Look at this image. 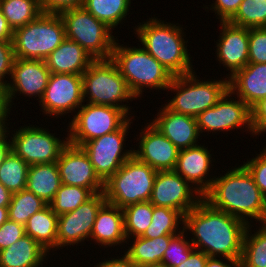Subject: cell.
<instances>
[{
	"label": "cell",
	"instance_id": "1",
	"mask_svg": "<svg viewBox=\"0 0 266 267\" xmlns=\"http://www.w3.org/2000/svg\"><path fill=\"white\" fill-rule=\"evenodd\" d=\"M247 226L240 218L217 210L204 200L184 215V230L190 232L192 246L209 257L240 262Z\"/></svg>",
	"mask_w": 266,
	"mask_h": 267
},
{
	"label": "cell",
	"instance_id": "2",
	"mask_svg": "<svg viewBox=\"0 0 266 267\" xmlns=\"http://www.w3.org/2000/svg\"><path fill=\"white\" fill-rule=\"evenodd\" d=\"M229 169L224 175L215 176L203 200L247 224H260L266 215V197L243 164Z\"/></svg>",
	"mask_w": 266,
	"mask_h": 267
},
{
	"label": "cell",
	"instance_id": "3",
	"mask_svg": "<svg viewBox=\"0 0 266 267\" xmlns=\"http://www.w3.org/2000/svg\"><path fill=\"white\" fill-rule=\"evenodd\" d=\"M182 26L183 24L170 23L151 15V18L142 23L139 22L133 28L142 47L173 76L186 75L195 71L192 65L194 60L187 48L188 39L185 40V28Z\"/></svg>",
	"mask_w": 266,
	"mask_h": 267
},
{
	"label": "cell",
	"instance_id": "4",
	"mask_svg": "<svg viewBox=\"0 0 266 267\" xmlns=\"http://www.w3.org/2000/svg\"><path fill=\"white\" fill-rule=\"evenodd\" d=\"M118 38L115 41L111 60L118 67L121 75L137 100L144 95L145 89L166 91L173 75L141 44L130 46L120 44ZM140 45V46H139ZM146 87V88H145Z\"/></svg>",
	"mask_w": 266,
	"mask_h": 267
},
{
	"label": "cell",
	"instance_id": "5",
	"mask_svg": "<svg viewBox=\"0 0 266 267\" xmlns=\"http://www.w3.org/2000/svg\"><path fill=\"white\" fill-rule=\"evenodd\" d=\"M82 82L84 103L114 106L131 117H137L133 115V107L129 103L137 98L111 59L95 60L82 74Z\"/></svg>",
	"mask_w": 266,
	"mask_h": 267
},
{
	"label": "cell",
	"instance_id": "6",
	"mask_svg": "<svg viewBox=\"0 0 266 267\" xmlns=\"http://www.w3.org/2000/svg\"><path fill=\"white\" fill-rule=\"evenodd\" d=\"M227 90L228 78L202 80L196 71H193L173 77L167 92L171 91V95L172 92L175 95L164 106L174 112L196 118L200 113L212 108Z\"/></svg>",
	"mask_w": 266,
	"mask_h": 267
},
{
	"label": "cell",
	"instance_id": "7",
	"mask_svg": "<svg viewBox=\"0 0 266 267\" xmlns=\"http://www.w3.org/2000/svg\"><path fill=\"white\" fill-rule=\"evenodd\" d=\"M65 39V26L60 15L42 13L36 20L14 30V56L45 60Z\"/></svg>",
	"mask_w": 266,
	"mask_h": 267
},
{
	"label": "cell",
	"instance_id": "8",
	"mask_svg": "<svg viewBox=\"0 0 266 267\" xmlns=\"http://www.w3.org/2000/svg\"><path fill=\"white\" fill-rule=\"evenodd\" d=\"M157 171L134 155L104 182L106 202L124 208L149 201Z\"/></svg>",
	"mask_w": 266,
	"mask_h": 267
},
{
	"label": "cell",
	"instance_id": "9",
	"mask_svg": "<svg viewBox=\"0 0 266 267\" xmlns=\"http://www.w3.org/2000/svg\"><path fill=\"white\" fill-rule=\"evenodd\" d=\"M65 26L66 38L78 43L95 60L111 59L117 37L104 22L96 19L84 7L70 8L59 13Z\"/></svg>",
	"mask_w": 266,
	"mask_h": 267
},
{
	"label": "cell",
	"instance_id": "10",
	"mask_svg": "<svg viewBox=\"0 0 266 267\" xmlns=\"http://www.w3.org/2000/svg\"><path fill=\"white\" fill-rule=\"evenodd\" d=\"M130 118L123 109L114 106L83 103L69 119L71 122L67 123L69 143L80 147L90 140L115 132Z\"/></svg>",
	"mask_w": 266,
	"mask_h": 267
},
{
	"label": "cell",
	"instance_id": "11",
	"mask_svg": "<svg viewBox=\"0 0 266 267\" xmlns=\"http://www.w3.org/2000/svg\"><path fill=\"white\" fill-rule=\"evenodd\" d=\"M28 124L9 130L12 151L29 166L56 162L69 143L68 133L64 140V137L60 139V136H55L56 133H50L46 126Z\"/></svg>",
	"mask_w": 266,
	"mask_h": 267
},
{
	"label": "cell",
	"instance_id": "12",
	"mask_svg": "<svg viewBox=\"0 0 266 267\" xmlns=\"http://www.w3.org/2000/svg\"><path fill=\"white\" fill-rule=\"evenodd\" d=\"M133 120L135 119L131 117L115 132L107 133L80 146L89 157L95 173L103 182L114 175L133 156L134 149L132 147L126 149L127 146L124 145Z\"/></svg>",
	"mask_w": 266,
	"mask_h": 267
},
{
	"label": "cell",
	"instance_id": "13",
	"mask_svg": "<svg viewBox=\"0 0 266 267\" xmlns=\"http://www.w3.org/2000/svg\"><path fill=\"white\" fill-rule=\"evenodd\" d=\"M196 119L200 135L203 132L224 134L225 131H237L241 128V131L244 129L243 132L253 136L250 107L237 96H233L229 89L212 108L200 113Z\"/></svg>",
	"mask_w": 266,
	"mask_h": 267
},
{
	"label": "cell",
	"instance_id": "14",
	"mask_svg": "<svg viewBox=\"0 0 266 267\" xmlns=\"http://www.w3.org/2000/svg\"><path fill=\"white\" fill-rule=\"evenodd\" d=\"M83 103L82 75L51 73L39 106L43 115L59 119L74 116Z\"/></svg>",
	"mask_w": 266,
	"mask_h": 267
},
{
	"label": "cell",
	"instance_id": "15",
	"mask_svg": "<svg viewBox=\"0 0 266 267\" xmlns=\"http://www.w3.org/2000/svg\"><path fill=\"white\" fill-rule=\"evenodd\" d=\"M51 72L45 60L15 58L8 85L1 92L2 100L13 108L17 96L41 100L48 85ZM19 93V94H18ZM18 94V95H17Z\"/></svg>",
	"mask_w": 266,
	"mask_h": 267
},
{
	"label": "cell",
	"instance_id": "16",
	"mask_svg": "<svg viewBox=\"0 0 266 267\" xmlns=\"http://www.w3.org/2000/svg\"><path fill=\"white\" fill-rule=\"evenodd\" d=\"M106 202L103 192L94 194L74 211L58 216L57 250L74 247L89 241L95 218L100 207Z\"/></svg>",
	"mask_w": 266,
	"mask_h": 267
},
{
	"label": "cell",
	"instance_id": "17",
	"mask_svg": "<svg viewBox=\"0 0 266 267\" xmlns=\"http://www.w3.org/2000/svg\"><path fill=\"white\" fill-rule=\"evenodd\" d=\"M203 200V195L174 170L157 171L150 202L169 207L183 216Z\"/></svg>",
	"mask_w": 266,
	"mask_h": 267
},
{
	"label": "cell",
	"instance_id": "18",
	"mask_svg": "<svg viewBox=\"0 0 266 267\" xmlns=\"http://www.w3.org/2000/svg\"><path fill=\"white\" fill-rule=\"evenodd\" d=\"M141 128L139 135H136L138 137L134 139H137L135 145L138 148L134 146L133 155L156 171L174 170L179 149L150 122Z\"/></svg>",
	"mask_w": 266,
	"mask_h": 267
},
{
	"label": "cell",
	"instance_id": "19",
	"mask_svg": "<svg viewBox=\"0 0 266 267\" xmlns=\"http://www.w3.org/2000/svg\"><path fill=\"white\" fill-rule=\"evenodd\" d=\"M56 164L62 184L87 188L93 194L103 192L104 182L95 173L89 157L81 147L68 143Z\"/></svg>",
	"mask_w": 266,
	"mask_h": 267
},
{
	"label": "cell",
	"instance_id": "20",
	"mask_svg": "<svg viewBox=\"0 0 266 267\" xmlns=\"http://www.w3.org/2000/svg\"><path fill=\"white\" fill-rule=\"evenodd\" d=\"M218 40L214 41L216 61L228 71L226 78L249 63V28L233 25L230 22H220ZM228 76V77H227Z\"/></svg>",
	"mask_w": 266,
	"mask_h": 267
},
{
	"label": "cell",
	"instance_id": "21",
	"mask_svg": "<svg viewBox=\"0 0 266 267\" xmlns=\"http://www.w3.org/2000/svg\"><path fill=\"white\" fill-rule=\"evenodd\" d=\"M208 146L198 144L187 149L179 150L174 171L204 195L211 187L215 175L212 177L210 169L215 166ZM209 174V175H208ZM209 176V177H208ZM208 177V178H207Z\"/></svg>",
	"mask_w": 266,
	"mask_h": 267
},
{
	"label": "cell",
	"instance_id": "22",
	"mask_svg": "<svg viewBox=\"0 0 266 267\" xmlns=\"http://www.w3.org/2000/svg\"><path fill=\"white\" fill-rule=\"evenodd\" d=\"M155 116L150 123L179 150L200 144L198 141L201 140L202 135L198 130L195 117L169 110L164 104Z\"/></svg>",
	"mask_w": 266,
	"mask_h": 267
},
{
	"label": "cell",
	"instance_id": "23",
	"mask_svg": "<svg viewBox=\"0 0 266 267\" xmlns=\"http://www.w3.org/2000/svg\"><path fill=\"white\" fill-rule=\"evenodd\" d=\"M89 241H93L100 248L109 247L107 250L127 243L123 209L105 202L97 212Z\"/></svg>",
	"mask_w": 266,
	"mask_h": 267
},
{
	"label": "cell",
	"instance_id": "24",
	"mask_svg": "<svg viewBox=\"0 0 266 267\" xmlns=\"http://www.w3.org/2000/svg\"><path fill=\"white\" fill-rule=\"evenodd\" d=\"M228 89L250 108L266 97V63H248L228 78Z\"/></svg>",
	"mask_w": 266,
	"mask_h": 267
},
{
	"label": "cell",
	"instance_id": "25",
	"mask_svg": "<svg viewBox=\"0 0 266 267\" xmlns=\"http://www.w3.org/2000/svg\"><path fill=\"white\" fill-rule=\"evenodd\" d=\"M95 59L75 41L65 39L45 59L51 73L82 75Z\"/></svg>",
	"mask_w": 266,
	"mask_h": 267
},
{
	"label": "cell",
	"instance_id": "26",
	"mask_svg": "<svg viewBox=\"0 0 266 267\" xmlns=\"http://www.w3.org/2000/svg\"><path fill=\"white\" fill-rule=\"evenodd\" d=\"M49 255L39 243L24 235L0 251V267H43Z\"/></svg>",
	"mask_w": 266,
	"mask_h": 267
},
{
	"label": "cell",
	"instance_id": "27",
	"mask_svg": "<svg viewBox=\"0 0 266 267\" xmlns=\"http://www.w3.org/2000/svg\"><path fill=\"white\" fill-rule=\"evenodd\" d=\"M61 177L56 162L30 165L26 189L48 205L53 201L61 186Z\"/></svg>",
	"mask_w": 266,
	"mask_h": 267
},
{
	"label": "cell",
	"instance_id": "28",
	"mask_svg": "<svg viewBox=\"0 0 266 267\" xmlns=\"http://www.w3.org/2000/svg\"><path fill=\"white\" fill-rule=\"evenodd\" d=\"M174 235H163L157 238H144L142 236L128 238V249L121 250L138 267L162 262L165 250ZM130 240V241H129ZM132 240V241H131ZM129 242L131 244H129Z\"/></svg>",
	"mask_w": 266,
	"mask_h": 267
},
{
	"label": "cell",
	"instance_id": "29",
	"mask_svg": "<svg viewBox=\"0 0 266 267\" xmlns=\"http://www.w3.org/2000/svg\"><path fill=\"white\" fill-rule=\"evenodd\" d=\"M57 226L58 215L53 212L50 205H47L28 219L25 225V234L49 253L52 250L54 255V252L57 251Z\"/></svg>",
	"mask_w": 266,
	"mask_h": 267
},
{
	"label": "cell",
	"instance_id": "30",
	"mask_svg": "<svg viewBox=\"0 0 266 267\" xmlns=\"http://www.w3.org/2000/svg\"><path fill=\"white\" fill-rule=\"evenodd\" d=\"M131 0H85L83 7L96 19L114 30L123 25L131 12ZM124 22V23H123Z\"/></svg>",
	"mask_w": 266,
	"mask_h": 267
},
{
	"label": "cell",
	"instance_id": "31",
	"mask_svg": "<svg viewBox=\"0 0 266 267\" xmlns=\"http://www.w3.org/2000/svg\"><path fill=\"white\" fill-rule=\"evenodd\" d=\"M254 225L248 224L245 231L240 267H266V229Z\"/></svg>",
	"mask_w": 266,
	"mask_h": 267
},
{
	"label": "cell",
	"instance_id": "32",
	"mask_svg": "<svg viewBox=\"0 0 266 267\" xmlns=\"http://www.w3.org/2000/svg\"><path fill=\"white\" fill-rule=\"evenodd\" d=\"M183 230L184 216L179 211L153 205L152 222L142 237L153 239L163 235H177Z\"/></svg>",
	"mask_w": 266,
	"mask_h": 267
},
{
	"label": "cell",
	"instance_id": "33",
	"mask_svg": "<svg viewBox=\"0 0 266 267\" xmlns=\"http://www.w3.org/2000/svg\"><path fill=\"white\" fill-rule=\"evenodd\" d=\"M0 10L13 31L43 13L38 0H0Z\"/></svg>",
	"mask_w": 266,
	"mask_h": 267
},
{
	"label": "cell",
	"instance_id": "34",
	"mask_svg": "<svg viewBox=\"0 0 266 267\" xmlns=\"http://www.w3.org/2000/svg\"><path fill=\"white\" fill-rule=\"evenodd\" d=\"M47 205L41 198L25 188L12 193L8 206V218L25 226L34 213L41 211Z\"/></svg>",
	"mask_w": 266,
	"mask_h": 267
},
{
	"label": "cell",
	"instance_id": "35",
	"mask_svg": "<svg viewBox=\"0 0 266 267\" xmlns=\"http://www.w3.org/2000/svg\"><path fill=\"white\" fill-rule=\"evenodd\" d=\"M126 239L142 236L152 222L153 204L150 201L130 204L123 208Z\"/></svg>",
	"mask_w": 266,
	"mask_h": 267
},
{
	"label": "cell",
	"instance_id": "36",
	"mask_svg": "<svg viewBox=\"0 0 266 267\" xmlns=\"http://www.w3.org/2000/svg\"><path fill=\"white\" fill-rule=\"evenodd\" d=\"M29 165L11 151L0 165V183L11 193L26 188Z\"/></svg>",
	"mask_w": 266,
	"mask_h": 267
},
{
	"label": "cell",
	"instance_id": "37",
	"mask_svg": "<svg viewBox=\"0 0 266 267\" xmlns=\"http://www.w3.org/2000/svg\"><path fill=\"white\" fill-rule=\"evenodd\" d=\"M94 194L87 188L61 184L53 201L49 204L56 215L74 211Z\"/></svg>",
	"mask_w": 266,
	"mask_h": 267
},
{
	"label": "cell",
	"instance_id": "38",
	"mask_svg": "<svg viewBox=\"0 0 266 267\" xmlns=\"http://www.w3.org/2000/svg\"><path fill=\"white\" fill-rule=\"evenodd\" d=\"M229 22L246 28L266 27V0H243Z\"/></svg>",
	"mask_w": 266,
	"mask_h": 267
},
{
	"label": "cell",
	"instance_id": "39",
	"mask_svg": "<svg viewBox=\"0 0 266 267\" xmlns=\"http://www.w3.org/2000/svg\"><path fill=\"white\" fill-rule=\"evenodd\" d=\"M188 232L183 230L170 239L168 248L165 250L161 263L168 267L179 266L183 263L195 249L192 246Z\"/></svg>",
	"mask_w": 266,
	"mask_h": 267
},
{
	"label": "cell",
	"instance_id": "40",
	"mask_svg": "<svg viewBox=\"0 0 266 267\" xmlns=\"http://www.w3.org/2000/svg\"><path fill=\"white\" fill-rule=\"evenodd\" d=\"M249 63H266V27L249 28Z\"/></svg>",
	"mask_w": 266,
	"mask_h": 267
},
{
	"label": "cell",
	"instance_id": "41",
	"mask_svg": "<svg viewBox=\"0 0 266 267\" xmlns=\"http://www.w3.org/2000/svg\"><path fill=\"white\" fill-rule=\"evenodd\" d=\"M243 165L252 175L261 193L266 197V146L255 157L253 156L249 160L247 158Z\"/></svg>",
	"mask_w": 266,
	"mask_h": 267
},
{
	"label": "cell",
	"instance_id": "42",
	"mask_svg": "<svg viewBox=\"0 0 266 267\" xmlns=\"http://www.w3.org/2000/svg\"><path fill=\"white\" fill-rule=\"evenodd\" d=\"M15 60L12 41H0V91L8 85ZM9 76V77H8ZM6 78L8 80H6Z\"/></svg>",
	"mask_w": 266,
	"mask_h": 267
},
{
	"label": "cell",
	"instance_id": "43",
	"mask_svg": "<svg viewBox=\"0 0 266 267\" xmlns=\"http://www.w3.org/2000/svg\"><path fill=\"white\" fill-rule=\"evenodd\" d=\"M242 1L243 0H212L213 3H211V6H206L204 4L202 8L207 12H209L208 10H212L217 19H219V22H229L238 11Z\"/></svg>",
	"mask_w": 266,
	"mask_h": 267
},
{
	"label": "cell",
	"instance_id": "44",
	"mask_svg": "<svg viewBox=\"0 0 266 267\" xmlns=\"http://www.w3.org/2000/svg\"><path fill=\"white\" fill-rule=\"evenodd\" d=\"M25 234V226L8 219L0 226V251L18 241Z\"/></svg>",
	"mask_w": 266,
	"mask_h": 267
},
{
	"label": "cell",
	"instance_id": "45",
	"mask_svg": "<svg viewBox=\"0 0 266 267\" xmlns=\"http://www.w3.org/2000/svg\"><path fill=\"white\" fill-rule=\"evenodd\" d=\"M250 109L253 138H257L266 133V97L259 100Z\"/></svg>",
	"mask_w": 266,
	"mask_h": 267
},
{
	"label": "cell",
	"instance_id": "46",
	"mask_svg": "<svg viewBox=\"0 0 266 267\" xmlns=\"http://www.w3.org/2000/svg\"><path fill=\"white\" fill-rule=\"evenodd\" d=\"M43 13L59 14L63 10L83 7L85 0H38Z\"/></svg>",
	"mask_w": 266,
	"mask_h": 267
},
{
	"label": "cell",
	"instance_id": "47",
	"mask_svg": "<svg viewBox=\"0 0 266 267\" xmlns=\"http://www.w3.org/2000/svg\"><path fill=\"white\" fill-rule=\"evenodd\" d=\"M11 108L3 101H0V142H11L9 136V127L11 118ZM10 120H9V119Z\"/></svg>",
	"mask_w": 266,
	"mask_h": 267
},
{
	"label": "cell",
	"instance_id": "48",
	"mask_svg": "<svg viewBox=\"0 0 266 267\" xmlns=\"http://www.w3.org/2000/svg\"><path fill=\"white\" fill-rule=\"evenodd\" d=\"M121 256H117V257L113 256V257L106 258V259L104 258V260L95 264L94 267H138L125 254H121Z\"/></svg>",
	"mask_w": 266,
	"mask_h": 267
},
{
	"label": "cell",
	"instance_id": "49",
	"mask_svg": "<svg viewBox=\"0 0 266 267\" xmlns=\"http://www.w3.org/2000/svg\"><path fill=\"white\" fill-rule=\"evenodd\" d=\"M208 257L204 252L194 249L183 263L175 267H205Z\"/></svg>",
	"mask_w": 266,
	"mask_h": 267
},
{
	"label": "cell",
	"instance_id": "50",
	"mask_svg": "<svg viewBox=\"0 0 266 267\" xmlns=\"http://www.w3.org/2000/svg\"><path fill=\"white\" fill-rule=\"evenodd\" d=\"M205 267H240V266L238 260L219 258V257H208Z\"/></svg>",
	"mask_w": 266,
	"mask_h": 267
},
{
	"label": "cell",
	"instance_id": "51",
	"mask_svg": "<svg viewBox=\"0 0 266 267\" xmlns=\"http://www.w3.org/2000/svg\"><path fill=\"white\" fill-rule=\"evenodd\" d=\"M13 30L0 10V41H12Z\"/></svg>",
	"mask_w": 266,
	"mask_h": 267
},
{
	"label": "cell",
	"instance_id": "52",
	"mask_svg": "<svg viewBox=\"0 0 266 267\" xmlns=\"http://www.w3.org/2000/svg\"><path fill=\"white\" fill-rule=\"evenodd\" d=\"M12 193L0 183V207H8L11 202Z\"/></svg>",
	"mask_w": 266,
	"mask_h": 267
},
{
	"label": "cell",
	"instance_id": "53",
	"mask_svg": "<svg viewBox=\"0 0 266 267\" xmlns=\"http://www.w3.org/2000/svg\"><path fill=\"white\" fill-rule=\"evenodd\" d=\"M11 151V142H0V165L4 162L5 158Z\"/></svg>",
	"mask_w": 266,
	"mask_h": 267
},
{
	"label": "cell",
	"instance_id": "54",
	"mask_svg": "<svg viewBox=\"0 0 266 267\" xmlns=\"http://www.w3.org/2000/svg\"><path fill=\"white\" fill-rule=\"evenodd\" d=\"M8 219V207H0V226Z\"/></svg>",
	"mask_w": 266,
	"mask_h": 267
},
{
	"label": "cell",
	"instance_id": "55",
	"mask_svg": "<svg viewBox=\"0 0 266 267\" xmlns=\"http://www.w3.org/2000/svg\"><path fill=\"white\" fill-rule=\"evenodd\" d=\"M141 267H168V266L165 265L164 263H158V264H149V265L141 266Z\"/></svg>",
	"mask_w": 266,
	"mask_h": 267
},
{
	"label": "cell",
	"instance_id": "56",
	"mask_svg": "<svg viewBox=\"0 0 266 267\" xmlns=\"http://www.w3.org/2000/svg\"><path fill=\"white\" fill-rule=\"evenodd\" d=\"M259 225L266 229V220H263Z\"/></svg>",
	"mask_w": 266,
	"mask_h": 267
}]
</instances>
